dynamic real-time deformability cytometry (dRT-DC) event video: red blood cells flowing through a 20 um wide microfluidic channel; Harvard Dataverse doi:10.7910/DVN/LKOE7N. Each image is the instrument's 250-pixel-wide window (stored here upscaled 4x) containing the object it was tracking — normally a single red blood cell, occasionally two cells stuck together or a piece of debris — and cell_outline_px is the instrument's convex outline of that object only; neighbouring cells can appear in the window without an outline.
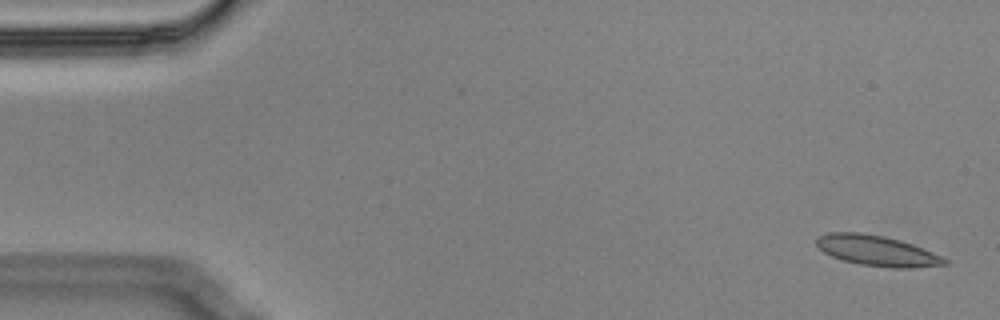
{"species": "Egyptian fruit bat (a non-hibernating species)", "species_latin": "Rousettus aegyptiacus", "temperature_condition": "cold", "stored_images_in_passage": 4, "camera_frame_rate_fps": 3000, "um_per_image_px": 0.085, "animal": {"sex": "male"}, "frame": {"image": 1, "passage_image": 1, "time_ms": 0.0, "image_size_px": [1000, 320], "cell_outline_px": [[948, 264], [912, 268], [892, 268], [860, 264], [844, 260], [832, 256], [824, 252], [816, 244], [816, 236], [828, 232], [860, 232], [884, 236], [900, 240], [912, 244], [932, 252], [948, 260]], "centroid_in_image_um": [74.52, 21.3], "position_along_channel_um": 10.5, "area_um2": 22.66}}
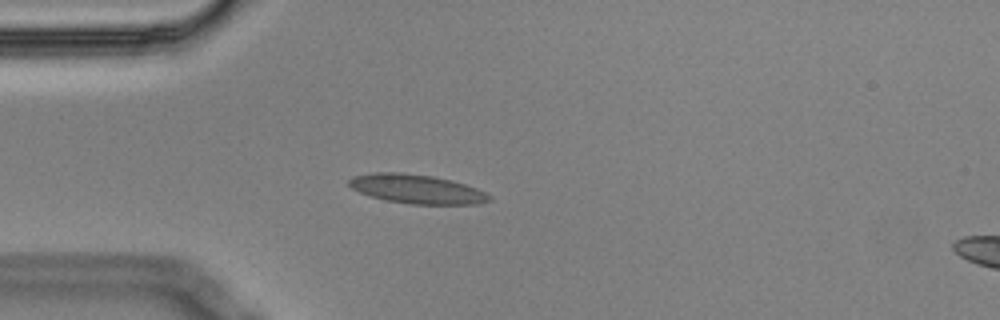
{"frame": {"image": 2, "passage_image": 4, "time_ms": 1.0, "image_size_px": [1000, 320], "cell_outline_px": [[492, 200], [480, 204], [408, 204], [384, 200], [360, 192], [352, 188], [348, 184], [348, 180], [352, 176], [376, 172], [400, 172], [432, 176], [452, 180], [476, 188], [492, 196]], "centroid_in_image_um": [35.43, 16.07], "position_along_channel_um": 49.6, "area_um2": 23.81}}